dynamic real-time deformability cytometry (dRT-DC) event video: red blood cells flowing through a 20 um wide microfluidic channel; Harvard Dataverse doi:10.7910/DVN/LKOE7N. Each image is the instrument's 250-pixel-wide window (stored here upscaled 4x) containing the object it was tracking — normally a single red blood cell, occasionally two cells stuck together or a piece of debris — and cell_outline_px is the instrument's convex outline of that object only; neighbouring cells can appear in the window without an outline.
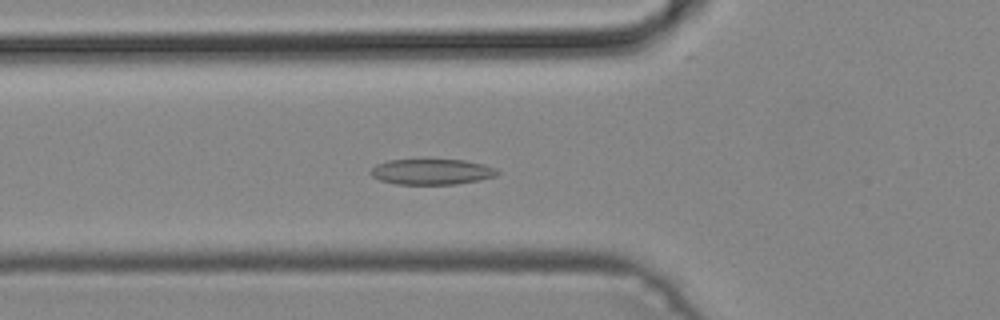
{"species": "common noctule bat (a hibernating species)", "species_latin": "Nyctalus noctula", "temperature_condition": "cold", "stored_images_in_passage": 49, "camera_frame_rate_fps": 3000, "um_per_image_px": 0.085, "animal": {"sex": "male", "body_mass_g": 19.2, "forearm_length_mm": 51.8}, "frame": {"image": 1, "passage_image": 18, "time_ms": 5.667, "image_size_px": [1000, 320], "cell_outline_px": [[500, 172], [496, 176], [480, 180], [456, 184], [396, 184], [380, 180], [372, 176], [368, 172], [376, 164], [388, 160], [464, 160], [484, 164], [496, 168]], "centroid_in_image_um": [36.7, 14.6], "position_along_channel_um": 89.1, "area_um2": 18.96}}
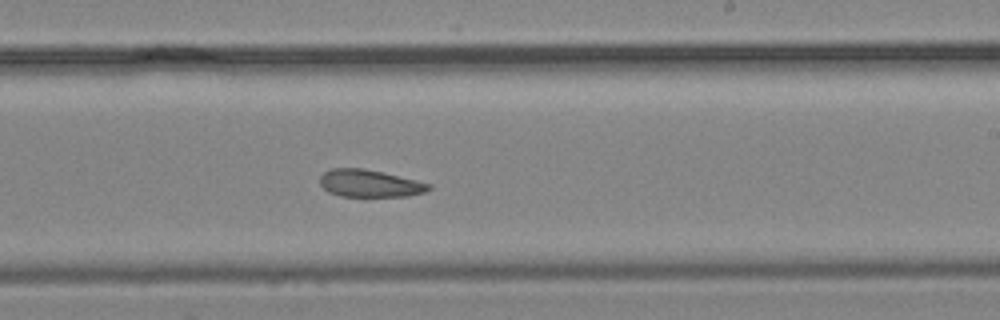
{"frame": {"image": 2, "passage_image": 30, "time_ms": 9.667, "image_size_px": [1000, 320], "cell_outline_px": [[432, 188], [424, 192], [408, 196], [340, 196], [328, 192], [320, 184], [320, 176], [324, 172], [332, 168], [364, 168], [384, 172], [432, 184]], "centroid_in_image_um": [31.43, 15.58], "position_along_channel_um": 257.6, "area_um2": 17.4}}
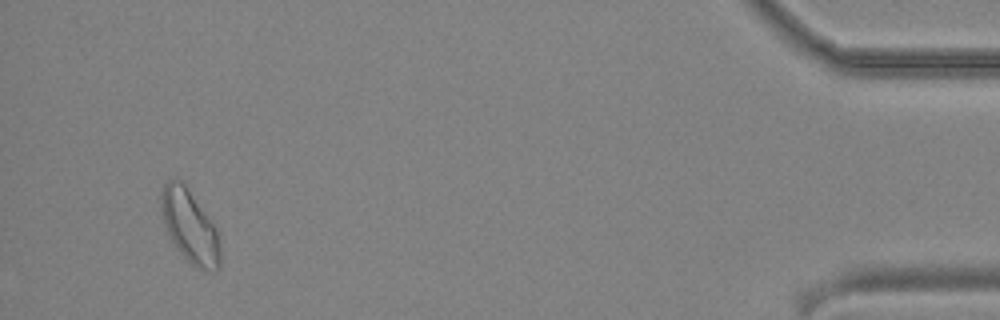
{"frame": {"image": 3, "passage_image": 47, "time_ms": 15.333, "image_size_px": [1000, 320], "cell_outline_px": [[220, 268], [216, 272], [212, 272], [196, 268], [176, 248], [168, 236], [164, 224], [160, 208], [160, 192], [164, 184], [168, 180], [180, 180], [184, 184], [212, 220], [216, 228], [220, 244]], "centroid_in_image_um": [16.13, 19.27], "position_along_channel_um": 419.1, "area_um2": 25.32}}